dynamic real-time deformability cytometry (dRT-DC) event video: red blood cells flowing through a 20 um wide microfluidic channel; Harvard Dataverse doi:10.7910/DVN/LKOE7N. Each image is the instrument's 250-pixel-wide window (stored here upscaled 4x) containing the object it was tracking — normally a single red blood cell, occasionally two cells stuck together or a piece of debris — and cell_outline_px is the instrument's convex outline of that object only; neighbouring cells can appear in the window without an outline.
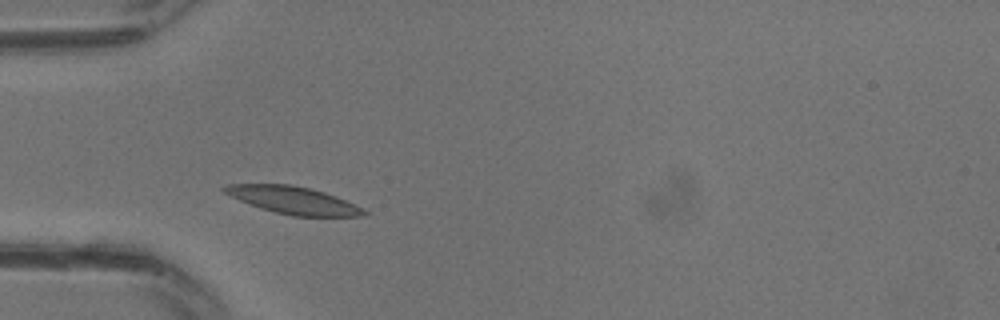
{"species": "common noctule bat (a hibernating species)", "species_latin": "Nyctalus noctula", "temperature_condition": "warm", "stored_images_in_passage": 4, "camera_frame_rate_fps": 3000, "um_per_image_px": 0.085, "animal": {"sex": "male", "body_mass_g": 13.3}, "frame": {"image": 1, "passage_image": 2, "time_ms": 0.333, "image_size_px": [1000, 320], "cell_outline_px": [[368, 212], [360, 216], [292, 216], [260, 208], [240, 200], [224, 192], [220, 188], [228, 184], [292, 184], [312, 188], [336, 196], [364, 208]], "centroid_in_image_um": [24.94, 17.01], "position_along_channel_um": 60.1, "area_um2": 22.2}}
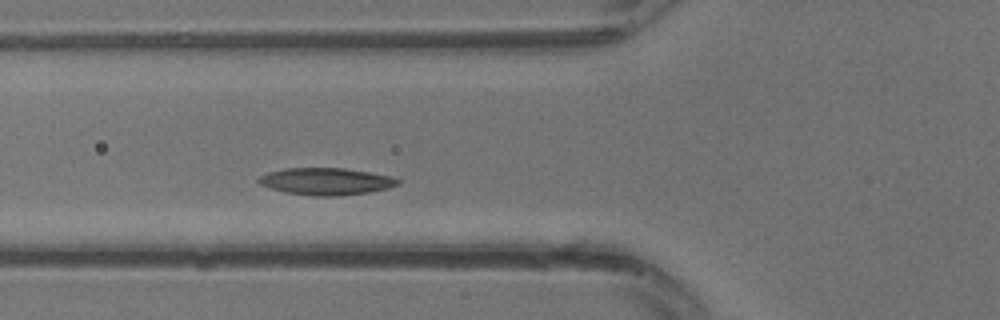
{"frame": {"image": 2, "passage_image": 4, "time_ms": 1.0, "image_size_px": [1000, 320], "cell_outline_px": [[400, 184], [388, 188], [368, 192], [336, 196], [312, 196], [284, 192], [260, 184], [256, 180], [260, 176], [268, 172], [284, 168], [344, 168], [392, 176], [400, 180]], "centroid_in_image_um": [27.71, 15.41], "position_along_channel_um": 98.1, "area_um2": 21.91}}